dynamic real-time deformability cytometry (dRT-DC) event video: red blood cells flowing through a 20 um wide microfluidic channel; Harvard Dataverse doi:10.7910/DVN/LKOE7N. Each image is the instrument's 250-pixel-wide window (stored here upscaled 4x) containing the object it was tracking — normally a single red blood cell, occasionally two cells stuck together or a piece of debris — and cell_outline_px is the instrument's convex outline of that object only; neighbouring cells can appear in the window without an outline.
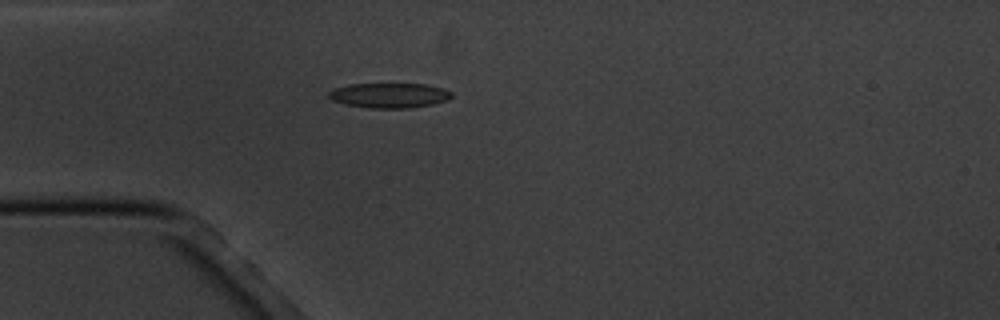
{"species": "common noctule bat (a hibernating species)", "species_latin": "Nyctalus noctula", "temperature_condition": "cold", "stored_images_in_passage": 4, "camera_frame_rate_fps": 3000, "um_per_image_px": 0.085, "animal": {"sex": "male", "body_mass_g": 20.1, "forearm_length_mm": 53.5}, "frame": {"image": 1, "passage_image": 4, "time_ms": 4.333, "image_size_px": [1000, 320], "cell_outline_px": [[452, 96], [448, 100], [432, 104], [408, 108], [372, 108], [344, 104], [332, 100], [328, 96], [328, 92], [332, 88], [348, 84], [424, 84], [444, 88], [452, 92]], "centroid_in_image_um": [33.07, 8.1], "position_along_channel_um": 51.9, "area_um2": 17.92}}